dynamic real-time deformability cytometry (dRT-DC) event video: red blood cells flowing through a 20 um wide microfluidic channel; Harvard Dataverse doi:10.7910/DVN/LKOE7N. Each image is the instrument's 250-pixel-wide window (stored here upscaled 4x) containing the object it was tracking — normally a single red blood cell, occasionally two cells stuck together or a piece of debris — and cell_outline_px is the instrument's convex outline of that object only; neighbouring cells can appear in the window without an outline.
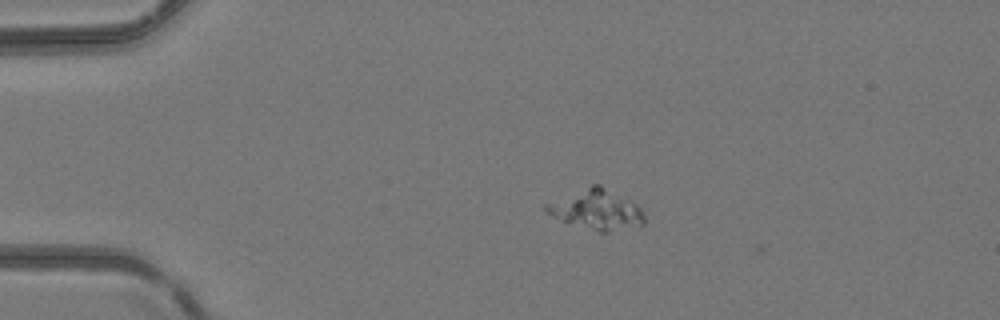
{"species": "common noctule bat (a hibernating species)", "species_latin": "Nyctalus noctula", "temperature_condition": "room temperature", "stored_images_in_passage": 4, "camera_frame_rate_fps": 3000, "um_per_image_px": 0.085, "animal": {"sex": "female", "body_mass_g": 24.6, "forearm_length_mm": 56.2}, "frame": {"image": 1, "passage_image": 2, "time_ms": 2.0, "image_size_px": [1000, 320], "cell_outline_px": [[644, 224], [608, 232], [600, 232], [560, 220], [544, 212], [544, 204], [592, 184], [600, 184], [636, 204], [640, 208], [644, 216]], "centroid_in_image_um": [50.67, 17.81], "position_along_channel_um": 34.3, "area_um2": 22.54}}